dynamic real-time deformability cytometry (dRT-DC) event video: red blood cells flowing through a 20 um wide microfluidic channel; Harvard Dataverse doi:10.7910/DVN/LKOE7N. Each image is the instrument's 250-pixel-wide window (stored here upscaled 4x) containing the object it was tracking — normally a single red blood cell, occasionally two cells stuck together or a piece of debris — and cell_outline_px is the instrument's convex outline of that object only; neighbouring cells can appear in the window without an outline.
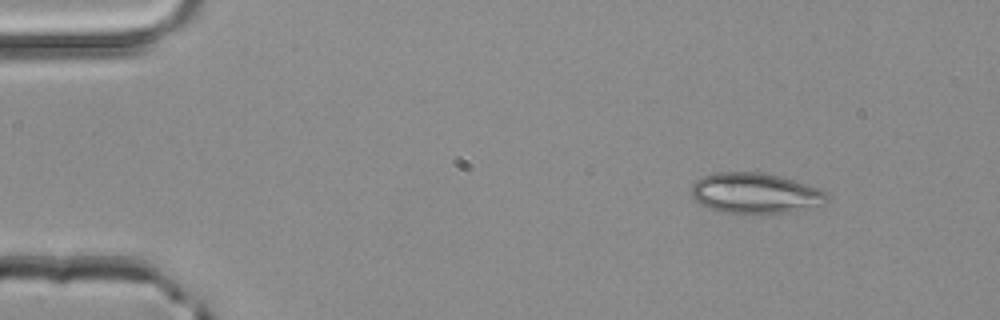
{"species": "common noctule bat (a hibernating species)", "species_latin": "Nyctalus noctula", "temperature_condition": "room temperature", "stored_images_in_passage": 3, "camera_frame_rate_fps": 3000, "um_per_image_px": 0.085, "animal": {"sex": "male", "body_mass_g": 20.4}, "frame": {"image": 1, "passage_image": 1, "time_ms": 0.0, "image_size_px": [1000, 320], "cell_outline_px": [[828, 200], [792, 212], [720, 212], [700, 204], [692, 196], [692, 184], [696, 180], [704, 176], [716, 172], [760, 172], [780, 176], [820, 188], [828, 196]], "centroid_in_image_um": [64.14, 16.39], "position_along_channel_um": 20.9, "area_um2": 31.33}}